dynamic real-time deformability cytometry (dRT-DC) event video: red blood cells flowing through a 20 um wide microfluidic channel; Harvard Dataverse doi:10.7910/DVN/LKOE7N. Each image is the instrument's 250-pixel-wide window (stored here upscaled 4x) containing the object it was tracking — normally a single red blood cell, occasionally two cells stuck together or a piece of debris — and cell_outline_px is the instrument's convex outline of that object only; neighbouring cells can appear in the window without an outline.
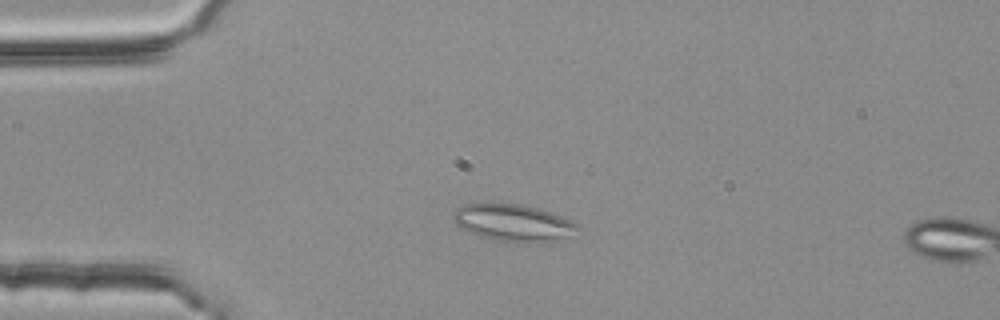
{"species": "common noctule bat (a hibernating species)", "species_latin": "Nyctalus noctula", "temperature_condition": "room temperature", "stored_images_in_passage": 4, "camera_frame_rate_fps": 3000, "um_per_image_px": 0.085, "animal": {"sex": "female", "body_mass_g": 25.1}, "frame": {"image": 1, "passage_image": 1, "time_ms": 0.0, "image_size_px": [1000, 320], "cell_outline_px": [[584, 228], [572, 236], [556, 240], [524, 244], [496, 240], [476, 236], [460, 228], [456, 224], [452, 216], [456, 208], [464, 204], [520, 204], [540, 208], [572, 220], [580, 224]], "centroid_in_image_um": [43.7, 18.96], "position_along_channel_um": 41.3, "area_um2": 27.46}}